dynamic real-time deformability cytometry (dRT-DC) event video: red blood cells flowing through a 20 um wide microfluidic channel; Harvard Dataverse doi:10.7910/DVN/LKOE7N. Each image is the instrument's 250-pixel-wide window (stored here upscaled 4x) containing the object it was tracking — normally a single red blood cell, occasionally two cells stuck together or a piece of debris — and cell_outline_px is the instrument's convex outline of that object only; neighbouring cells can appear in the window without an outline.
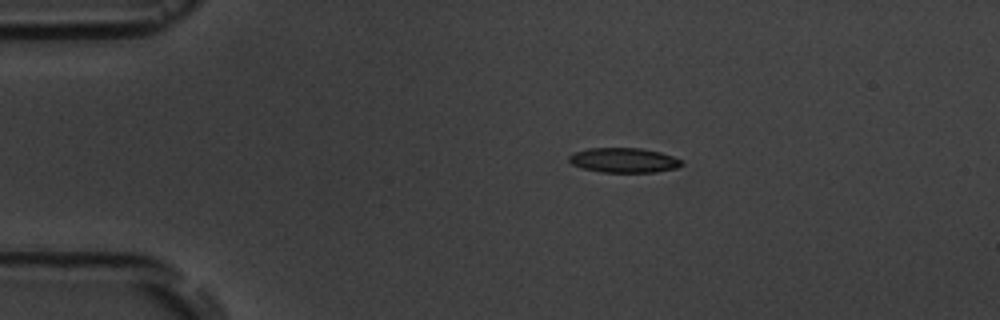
{"species": "common noctule bat (a hibernating species)", "species_latin": "Nyctalus noctula", "temperature_condition": "room temperature", "stored_images_in_passage": 2, "camera_frame_rate_fps": 3000, "um_per_image_px": 0.085, "animal": {"sex": "male", "body_mass_g": 19.5, "forearm_length_mm": 54.6}, "frame": {"image": 1, "passage_image": 1, "time_ms": 0.0, "image_size_px": [1000, 320], "cell_outline_px": [[684, 164], [676, 168], [656, 172], [600, 172], [580, 168], [572, 164], [568, 160], [568, 156], [572, 152], [588, 148], [640, 148], [660, 152], [672, 156], [680, 160]], "centroid_in_image_um": [52.97, 13.62], "position_along_channel_um": 32.0, "area_um2": 16.36}}